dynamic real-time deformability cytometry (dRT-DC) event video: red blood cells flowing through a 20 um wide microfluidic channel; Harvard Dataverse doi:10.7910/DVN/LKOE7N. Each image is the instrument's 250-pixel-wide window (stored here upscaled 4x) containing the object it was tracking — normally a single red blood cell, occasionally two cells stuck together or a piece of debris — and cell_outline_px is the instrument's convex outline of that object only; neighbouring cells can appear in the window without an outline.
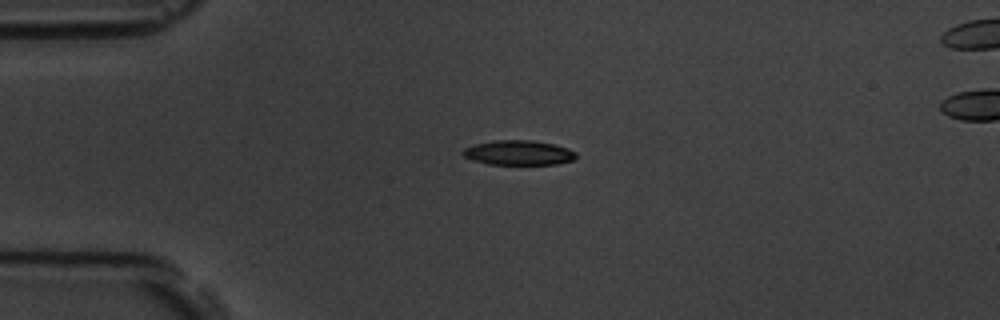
{"species": "common noctule bat (a hibernating species)", "species_latin": "Nyctalus noctula", "temperature_condition": "room temperature", "stored_images_in_passage": 3, "camera_frame_rate_fps": 3000, "um_per_image_px": 0.085, "animal": {"sex": "male", "body_mass_g": 19.5, "forearm_length_mm": 54.6}, "frame": {"image": 1, "passage_image": 1, "time_ms": 0.0, "image_size_px": [1000, 320], "cell_outline_px": [[576, 156], [572, 160], [556, 164], [488, 164], [472, 160], [464, 156], [460, 152], [464, 148], [476, 144], [496, 140], [532, 140], [552, 144], [568, 148], [576, 152]], "centroid_in_image_um": [44.06, 12.98], "position_along_channel_um": 40.9, "area_um2": 16.18}}